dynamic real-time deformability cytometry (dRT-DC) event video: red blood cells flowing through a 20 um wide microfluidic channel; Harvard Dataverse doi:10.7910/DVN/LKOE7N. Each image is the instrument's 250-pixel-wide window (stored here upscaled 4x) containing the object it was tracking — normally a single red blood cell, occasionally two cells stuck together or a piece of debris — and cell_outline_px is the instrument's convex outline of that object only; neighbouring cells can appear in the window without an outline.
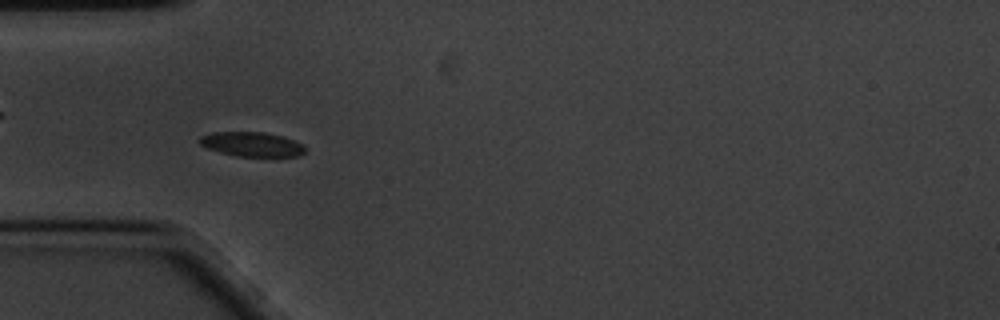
{"species": "common noctule bat (a hibernating species)", "species_latin": "Nyctalus noctula", "temperature_condition": "cold", "stored_images_in_passage": 53, "camera_frame_rate_fps": 3000, "um_per_image_px": 0.085, "animal": {"sex": "male", "body_mass_g": 20.1, "forearm_length_mm": 53.5}, "frame": {"image": 1, "passage_image": 11, "time_ms": 3.333, "image_size_px": [1000, 320], "cell_outline_px": [[304, 152], [300, 156], [276, 160], [236, 156], [220, 152], [208, 148], [200, 144], [200, 136], [212, 132], [264, 132], [280, 136], [304, 144]], "centroid_in_image_um": [21.49, 12.32], "position_along_channel_um": 63.5, "area_um2": 15.78}}
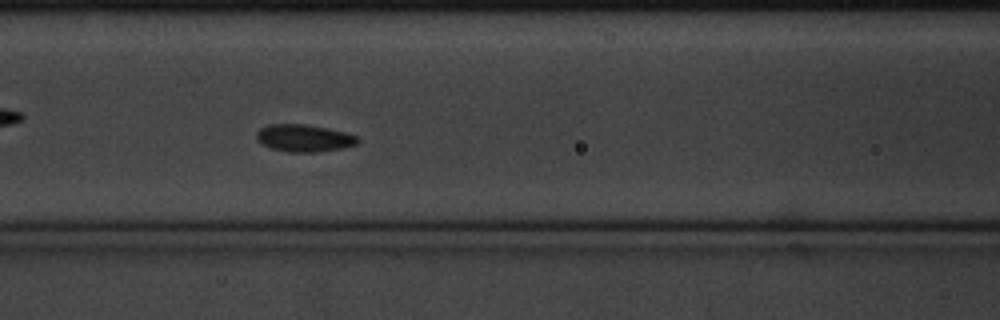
{"frame": {"image": 2, "passage_image": 18, "time_ms": 5.667, "image_size_px": [1000, 320], "cell_outline_px": [[360, 140], [356, 144], [344, 148], [316, 152], [288, 152], [268, 148], [260, 144], [256, 140], [256, 132], [260, 128], [268, 124], [304, 124], [328, 128], [344, 132], [356, 136]], "centroid_in_image_um": [25.79, 11.74], "position_along_channel_um": 140.8, "area_um2": 16.3}}
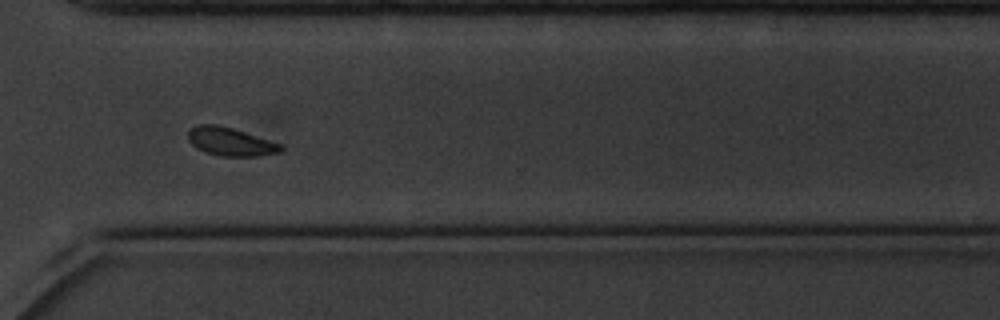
{"frame": {"image": 3, "passage_image": 37, "time_ms": 12.0, "image_size_px": [1000, 320], "cell_outline_px": [[284, 148], [280, 152], [256, 156], [220, 156], [204, 152], [196, 148], [188, 140], [188, 132], [196, 124], [216, 124], [232, 128], [284, 144]], "centroid_in_image_um": [19.6, 12.04], "position_along_channel_um": 351.0, "area_um2": 15.43}, "authors_computed_cell_mechanics": {"area_um2": 15.317, "velocity_mm_per_s": 3.3273, "shape_relaxation_time_tau1_ms": 8.2663, "shape_relaxation_time_tau2_ms": null, "deformation_change_tau1": 0.1839, "deformation_change_tau2": null}}